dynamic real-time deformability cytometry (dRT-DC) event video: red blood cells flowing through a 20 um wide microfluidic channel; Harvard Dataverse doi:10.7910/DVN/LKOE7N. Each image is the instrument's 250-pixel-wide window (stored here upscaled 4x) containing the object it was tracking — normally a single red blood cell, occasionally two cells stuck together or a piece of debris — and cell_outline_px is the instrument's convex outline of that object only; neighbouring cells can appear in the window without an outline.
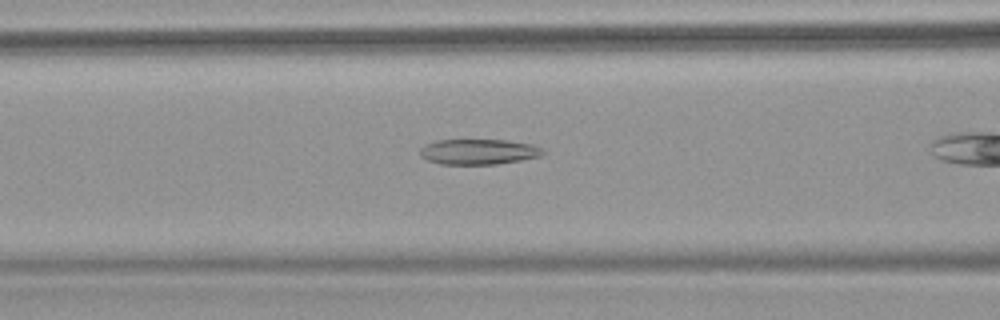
{"species": "common noctule bat (a hibernating species)", "species_latin": "Nyctalus noctula", "temperature_condition": "warm", "stored_images_in_passage": 36, "camera_frame_rate_fps": 3000, "um_per_image_px": 0.085, "animal": {"sex": "female", "body_mass_g": 18.4}, "frame": {"image": 1, "passage_image": 11, "time_ms": 3.333, "image_size_px": [1000, 320], "cell_outline_px": [[544, 152], [540, 156], [520, 160], [496, 164], [440, 164], [428, 160], [420, 156], [420, 148], [424, 144], [436, 140], [508, 140], [532, 144], [540, 148]], "centroid_in_image_um": [40.63, 12.89], "position_along_channel_um": 126.0, "area_um2": 18.15}}
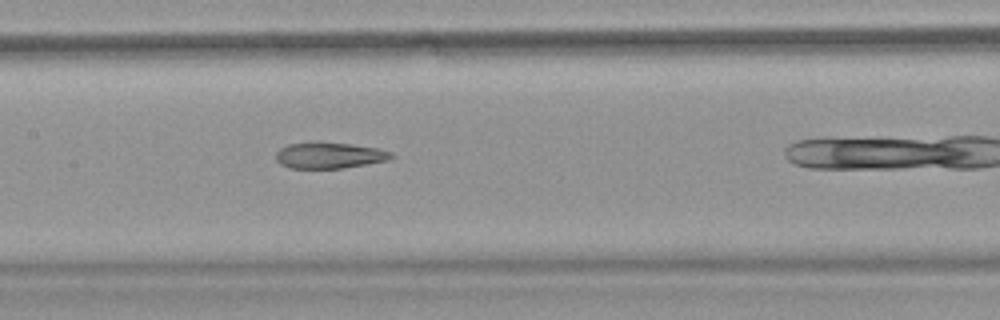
{"frame": {"image": 2, "passage_image": 16, "time_ms": 5.0, "image_size_px": [1000, 320], "cell_outline_px": [[396, 156], [388, 160], [344, 168], [288, 168], [280, 164], [276, 160], [276, 152], [280, 148], [288, 144], [316, 140], [352, 144], [380, 148], [392, 152]], "centroid_in_image_um": [27.99, 13.18], "position_along_channel_um": 179.4, "area_um2": 18.09}}